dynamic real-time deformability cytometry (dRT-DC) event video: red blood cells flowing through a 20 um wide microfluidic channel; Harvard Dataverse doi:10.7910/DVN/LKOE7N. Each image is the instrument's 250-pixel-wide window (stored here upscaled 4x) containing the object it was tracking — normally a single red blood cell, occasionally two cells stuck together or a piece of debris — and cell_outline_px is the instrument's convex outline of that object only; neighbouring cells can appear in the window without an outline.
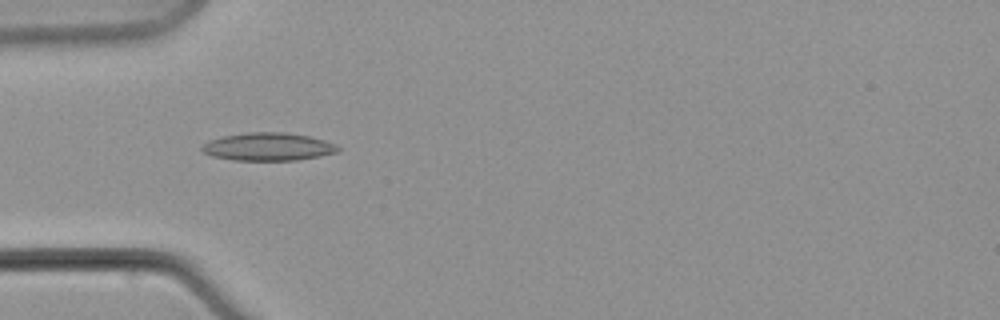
{"species": "common noctule bat (a hibernating species)", "species_latin": "Nyctalus noctula", "temperature_condition": "warm", "stored_images_in_passage": 8, "camera_frame_rate_fps": 3000, "um_per_image_px": 0.085, "animal": {"sex": "male", "body_mass_g": 21.5, "forearm_length_mm": 52.0}, "frame": {"image": 1, "passage_image": 7, "time_ms": 8.333, "image_size_px": [1000, 320], "cell_outline_px": [[340, 152], [320, 156], [296, 160], [232, 160], [212, 156], [204, 152], [200, 148], [208, 140], [220, 136], [244, 132], [284, 132], [308, 136], [324, 140], [336, 144], [340, 148]], "centroid_in_image_um": [22.78, 12.46], "position_along_channel_um": 62.2, "area_um2": 22.31}}
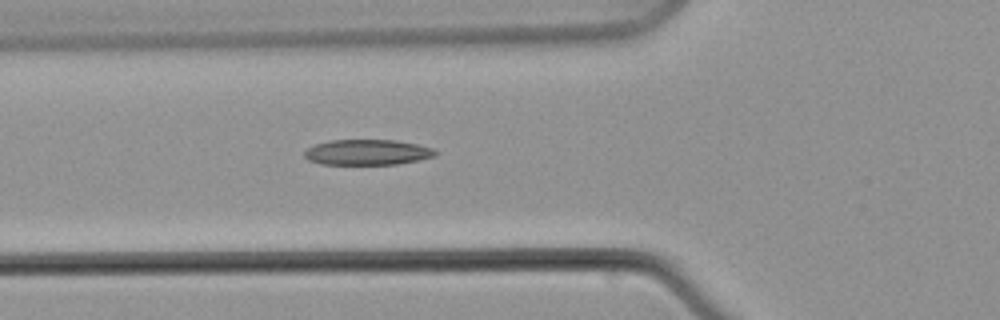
{"frame": {"image": 2, "passage_image": 8, "time_ms": 9.667, "image_size_px": [1000, 320], "cell_outline_px": [[440, 152], [436, 156], [396, 164], [320, 164], [308, 160], [304, 156], [304, 152], [308, 148], [316, 144], [328, 140], [396, 140], [416, 144], [432, 148]], "centroid_in_image_um": [31.22, 12.94], "position_along_channel_um": 94.6, "area_um2": 19.42}}